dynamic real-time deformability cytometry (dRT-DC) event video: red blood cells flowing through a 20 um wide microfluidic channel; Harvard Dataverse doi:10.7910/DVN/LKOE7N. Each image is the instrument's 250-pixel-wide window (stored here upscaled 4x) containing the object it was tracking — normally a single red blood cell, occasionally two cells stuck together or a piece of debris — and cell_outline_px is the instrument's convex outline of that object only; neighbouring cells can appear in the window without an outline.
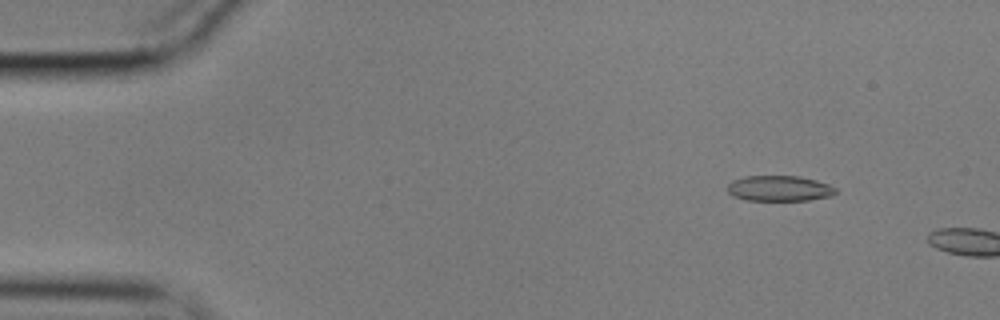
{"species": "common noctule bat (a hibernating species)", "species_latin": "Nyctalus noctula", "temperature_condition": "cold", "stored_images_in_passage": 9, "camera_frame_rate_fps": 3000, "um_per_image_px": 0.085, "animal": {"sex": "male", "body_mass_g": 17.9}, "frame": {"image": 1, "passage_image": 6, "time_ms": 1.667, "image_size_px": [1000, 320], "cell_outline_px": [[836, 192], [832, 196], [808, 200], [744, 200], [732, 196], [728, 192], [728, 184], [732, 180], [744, 176], [800, 176], [816, 180], [828, 184], [836, 188]], "centroid_in_image_um": [66.23, 16.01], "position_along_channel_um": 18.8, "area_um2": 16.18}}